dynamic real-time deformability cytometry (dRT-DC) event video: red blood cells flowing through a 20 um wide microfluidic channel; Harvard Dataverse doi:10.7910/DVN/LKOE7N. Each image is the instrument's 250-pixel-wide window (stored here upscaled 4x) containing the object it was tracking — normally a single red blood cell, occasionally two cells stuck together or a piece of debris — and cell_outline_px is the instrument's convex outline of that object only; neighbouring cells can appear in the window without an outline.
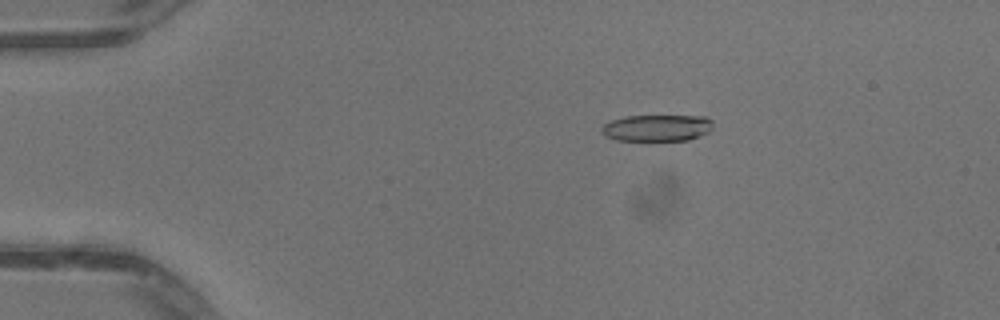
{"species": "common noctule bat (a hibernating species)", "species_latin": "Nyctalus noctula", "temperature_condition": "warm", "stored_images_in_passage": 51, "camera_frame_rate_fps": 3000, "um_per_image_px": 0.085, "animal": {"sex": "male", "body_mass_g": 13.3}, "frame": {"image": 1, "passage_image": 10, "time_ms": 3.0, "image_size_px": [1000, 320], "cell_outline_px": [[712, 128], [708, 132], [688, 140], [616, 140], [604, 136], [600, 132], [600, 128], [604, 124], [612, 120], [624, 116], [708, 116], [712, 120]], "centroid_in_image_um": [55.82, 10.86], "position_along_channel_um": 29.2, "area_um2": 17.34}}
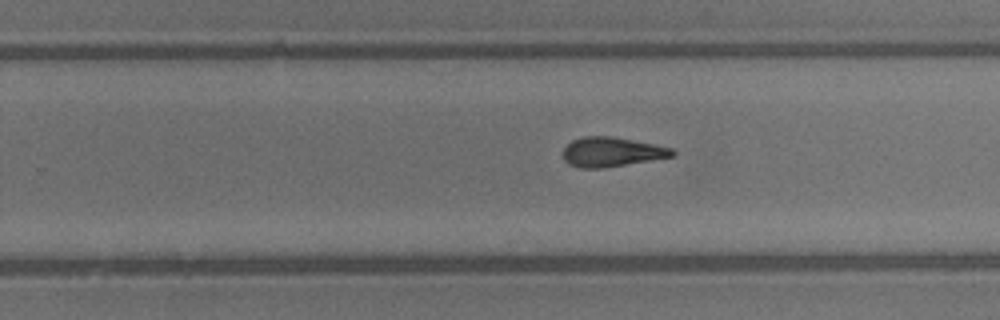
{"frame": {"image": 2, "passage_image": 33, "time_ms": 10.667, "image_size_px": [1000, 320], "cell_outline_px": [[676, 156], [600, 168], [580, 168], [568, 164], [564, 160], [564, 148], [572, 140], [584, 136], [608, 136], [652, 144], [672, 148], [676, 152]], "centroid_in_image_um": [51.98, 12.92], "position_along_channel_um": 277.8, "area_um2": 18.5}}
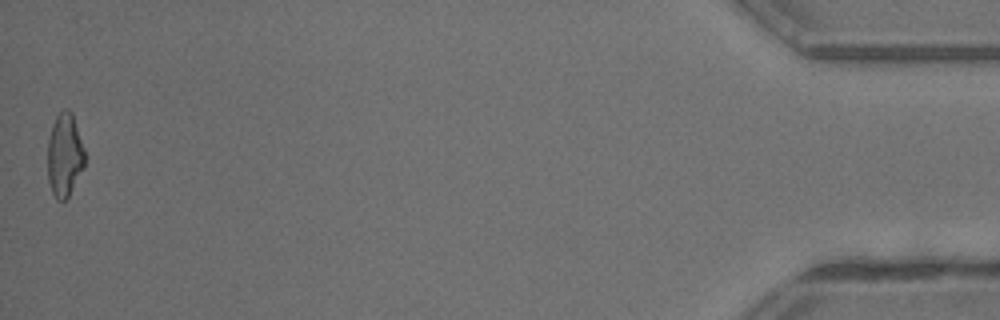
{"frame": {"image": 3, "passage_image": 51, "time_ms": 16.667, "image_size_px": [1000, 320], "cell_outline_px": [[84, 164], [68, 196], [64, 200], [56, 200], [52, 192], [48, 180], [48, 140], [52, 124], [56, 116], [64, 108], [68, 108], [72, 112], [84, 148]], "centroid_in_image_um": [5.47, 13.14], "position_along_channel_um": 429.7, "area_um2": 17.8}, "authors_computed_cell_mechanics": {"area_um2": 18.7272, "velocity_mm_per_s": 4.1165, "shape_relaxation_time_tau1_ms": null, "shape_relaxation_time_tau2_ms": 3.0739, "deformation_change_tau1": null, "deformation_change_tau2": 0.1285}}